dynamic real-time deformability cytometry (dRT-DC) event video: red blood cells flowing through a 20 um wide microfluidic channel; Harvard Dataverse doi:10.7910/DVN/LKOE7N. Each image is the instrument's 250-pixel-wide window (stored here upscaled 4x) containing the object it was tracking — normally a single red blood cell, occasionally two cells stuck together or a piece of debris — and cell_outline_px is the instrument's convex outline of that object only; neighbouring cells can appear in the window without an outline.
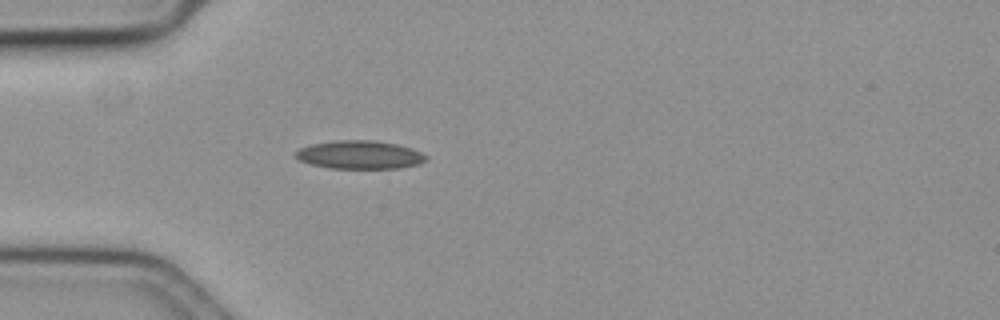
{"species": "common noctule bat (a hibernating species)", "species_latin": "Nyctalus noctula", "temperature_condition": "cold", "stored_images_in_passage": 48, "camera_frame_rate_fps": 3000, "um_per_image_px": 0.085, "animal": {"sex": "female", "body_mass_g": 19.3, "forearm_length_mm": 54.1}, "frame": {"image": 1, "passage_image": 7, "time_ms": 2.0, "image_size_px": [1000, 320], "cell_outline_px": [[428, 160], [420, 164], [396, 168], [332, 168], [312, 164], [300, 160], [296, 156], [296, 152], [300, 148], [312, 144], [336, 140], [376, 140], [396, 144], [420, 152], [428, 156]], "centroid_in_image_um": [30.61, 13.15], "position_along_channel_um": 54.4, "area_um2": 21.27}}
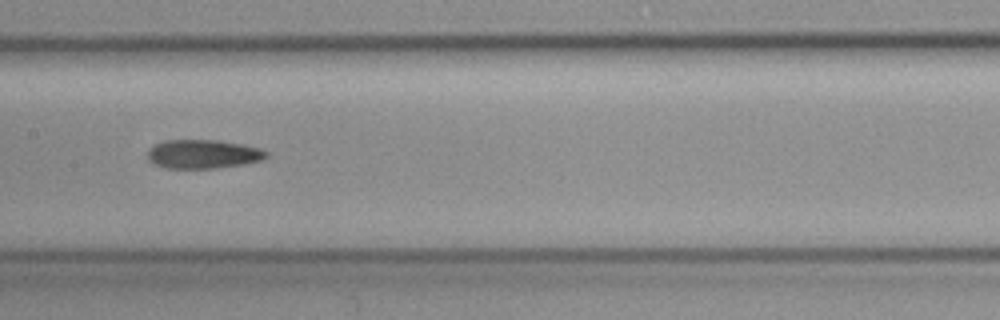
{"frame": {"image": 2, "passage_image": 19, "time_ms": 6.0, "image_size_px": [1000, 320], "cell_outline_px": [[268, 156], [264, 160], [244, 164], [216, 168], [164, 168], [148, 160], [148, 152], [156, 144], [164, 140], [220, 140], [260, 148], [268, 152]], "centroid_in_image_um": [17.3, 13.1], "position_along_channel_um": 190.1, "area_um2": 19.94}}
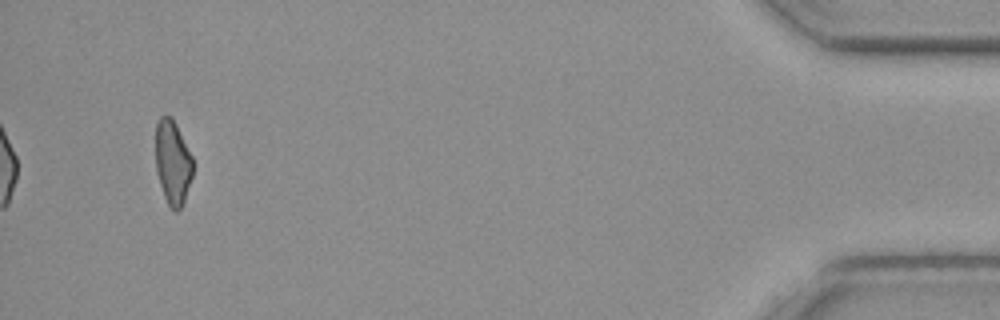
{"frame": {"image": 3, "passage_image": 45, "time_ms": 14.667, "image_size_px": [1000, 320], "cell_outline_px": [[192, 176], [184, 200], [180, 208], [176, 212], [168, 204], [164, 196], [156, 172], [156, 124], [160, 116], [172, 116], [192, 156]], "centroid_in_image_um": [14.67, 13.78], "position_along_channel_um": 420.5, "area_um2": 18.09}, "authors_computed_cell_mechanics": {"area_um2": 19.9699, "velocity_mm_per_s": 3.5941, "shape_relaxation_time_tau1_ms": null, "shape_relaxation_time_tau2_ms": 8.4542, "deformation_change_tau1": null, "deformation_change_tau2": 0.1569}}